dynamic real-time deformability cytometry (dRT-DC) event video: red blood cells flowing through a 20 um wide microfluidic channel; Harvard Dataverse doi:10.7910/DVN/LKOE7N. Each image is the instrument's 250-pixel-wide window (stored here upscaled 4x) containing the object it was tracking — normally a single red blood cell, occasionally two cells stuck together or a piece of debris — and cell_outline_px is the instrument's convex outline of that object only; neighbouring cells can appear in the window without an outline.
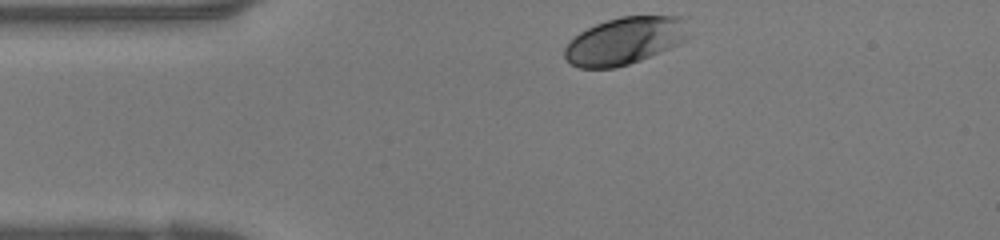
{"species": "human", "species_latin": "Homo sapiens", "temperature_condition": "warm", "stored_images_in_passage": 26, "camera_frame_rate_fps": 3000, "um_per_image_px": 0.085, "donor": {"sex": "female"}, "frame": {"image": 1, "passage_image": 1, "time_ms": 0.0, "image_size_px": [1000, 240], "cell_outline_px": [[684, 40], [660, 52], [640, 60], [616, 68], [580, 68], [572, 64], [564, 56], [564, 48], [580, 32], [596, 24], [620, 16], [680, 16], [684, 20]], "centroid_in_image_um": [53.04, 3.48], "position_along_channel_um": 32.0, "area_um2": 33.35}}
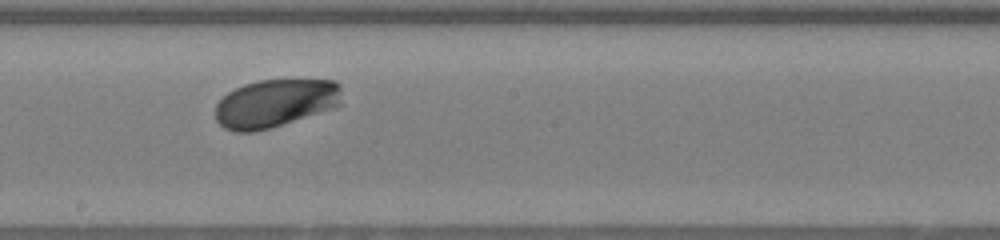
{"frame": {"image": 2, "passage_image": 15, "time_ms": 4.667, "image_size_px": [1000, 240], "cell_outline_px": [[340, 104], [336, 108], [268, 128], [252, 132], [236, 132], [224, 128], [216, 120], [216, 104], [228, 92], [244, 84], [260, 80], [336, 80], [340, 84]], "centroid_in_image_um": [23.4, 8.77], "position_along_channel_um": 224.8, "area_um2": 35.32}}
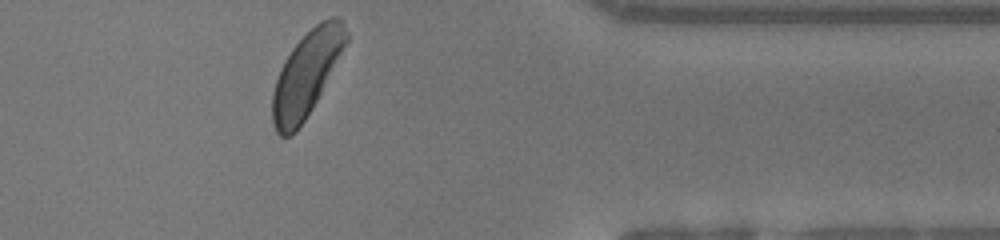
{"frame": {"image": 3, "passage_image": 26, "time_ms": 8.333, "image_size_px": [1000, 240], "cell_outline_px": [[348, 40], [316, 100], [304, 120], [296, 132], [288, 136], [280, 136], [276, 132], [272, 124], [272, 92], [280, 68], [284, 60], [292, 48], [320, 20], [332, 16], [336, 16], [340, 20], [348, 36]], "centroid_in_image_um": [26.01, 6.3], "position_along_channel_um": 385.4, "area_um2": 35.55}}